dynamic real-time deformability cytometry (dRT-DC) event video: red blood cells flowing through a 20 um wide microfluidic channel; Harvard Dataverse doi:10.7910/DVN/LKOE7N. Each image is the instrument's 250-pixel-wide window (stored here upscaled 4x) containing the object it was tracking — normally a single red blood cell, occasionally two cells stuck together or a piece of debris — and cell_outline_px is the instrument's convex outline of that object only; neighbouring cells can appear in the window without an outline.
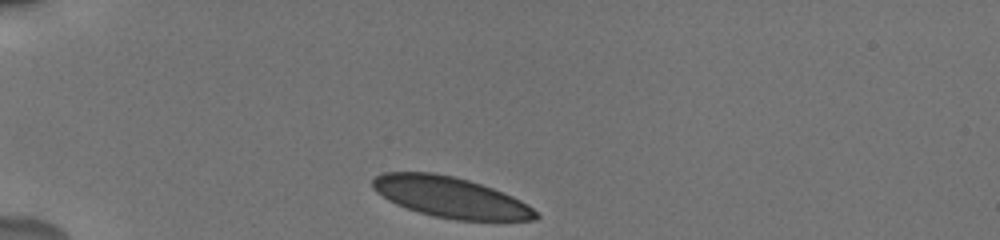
{"species": "human", "species_latin": "Homo sapiens", "temperature_condition": "cold", "stored_images_in_passage": 4, "camera_frame_rate_fps": 3000, "um_per_image_px": 0.085, "donor": {"sex": "male"}, "frame": {"image": 1, "passage_image": 1, "time_ms": 0.0, "image_size_px": [1000, 240], "cell_outline_px": [[540, 216], [536, 220], [456, 220], [432, 216], [396, 204], [388, 200], [376, 192], [372, 188], [372, 180], [376, 176], [384, 172], [432, 172], [452, 176], [468, 180], [504, 192], [528, 204]], "centroid_in_image_um": [38.28, 16.76], "position_along_channel_um": 46.7, "area_um2": 38.55}}
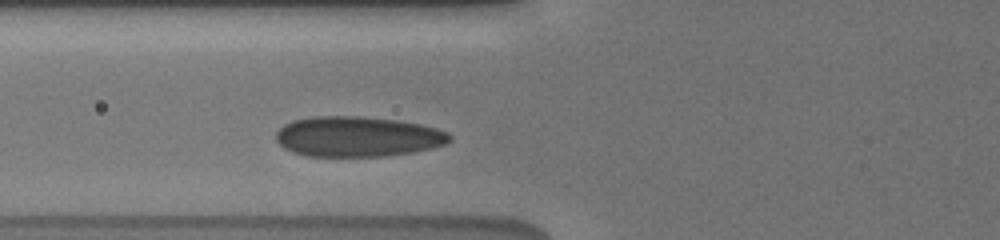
{"frame": {"image": 2, "passage_image": 4, "time_ms": 2.333, "image_size_px": [1000, 240], "cell_outline_px": [[452, 140], [444, 144], [432, 148], [416, 152], [384, 156], [308, 156], [292, 152], [284, 148], [276, 140], [276, 132], [284, 124], [292, 120], [312, 116], [360, 116], [396, 120], [420, 124], [436, 128], [448, 132], [452, 136]], "centroid_in_image_um": [30.4, 11.61], "position_along_channel_um": 95.4, "area_um2": 40.98}}